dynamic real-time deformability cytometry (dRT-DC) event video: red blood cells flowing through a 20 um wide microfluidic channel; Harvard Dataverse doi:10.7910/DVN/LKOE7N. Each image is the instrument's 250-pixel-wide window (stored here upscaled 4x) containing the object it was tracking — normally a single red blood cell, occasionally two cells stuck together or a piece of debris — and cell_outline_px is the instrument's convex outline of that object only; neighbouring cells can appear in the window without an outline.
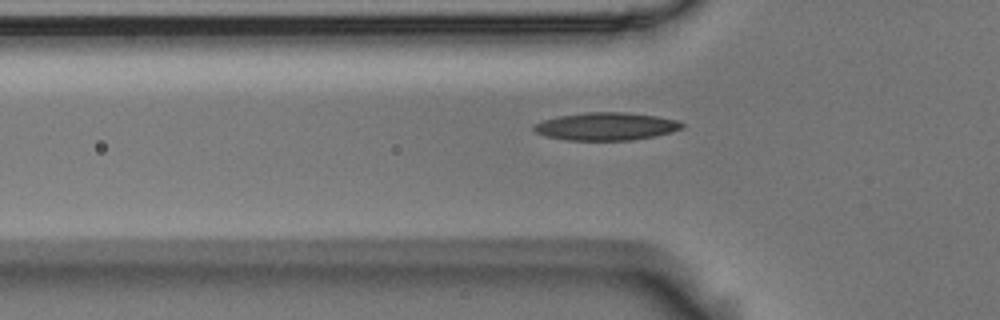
{"species": "Egyptian fruit bat (a non-hibernating species)", "species_latin": "Rousettus aegyptiacus", "temperature_condition": "room temperature", "stored_images_in_passage": 40, "camera_frame_rate_fps": 3000, "um_per_image_px": 0.085, "animal": {"sex": "male"}, "frame": {"image": 1, "passage_image": 7, "time_ms": 2.0, "image_size_px": [1000, 320], "cell_outline_px": [[684, 128], [672, 132], [632, 140], [568, 140], [548, 136], [536, 132], [532, 128], [532, 124], [544, 120], [560, 116], [588, 112], [624, 112], [656, 116], [680, 120], [684, 124]], "centroid_in_image_um": [51.56, 10.74], "position_along_channel_um": 74.2, "area_um2": 23.87}}
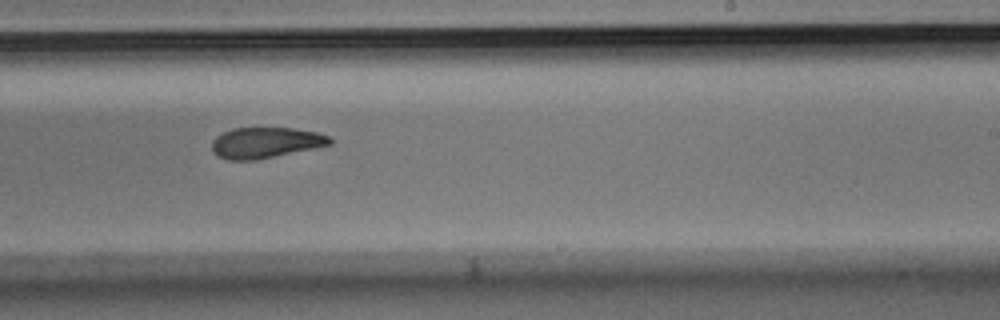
{"frame": {"image": 2, "passage_image": 23, "time_ms": 7.333, "image_size_px": [1000, 320], "cell_outline_px": [[332, 144], [316, 148], [256, 160], [228, 160], [216, 156], [212, 152], [212, 140], [216, 136], [232, 128], [292, 128], [316, 132], [332, 136]], "centroid_in_image_um": [22.58, 12.13], "position_along_channel_um": 266.4, "area_um2": 21.39}}
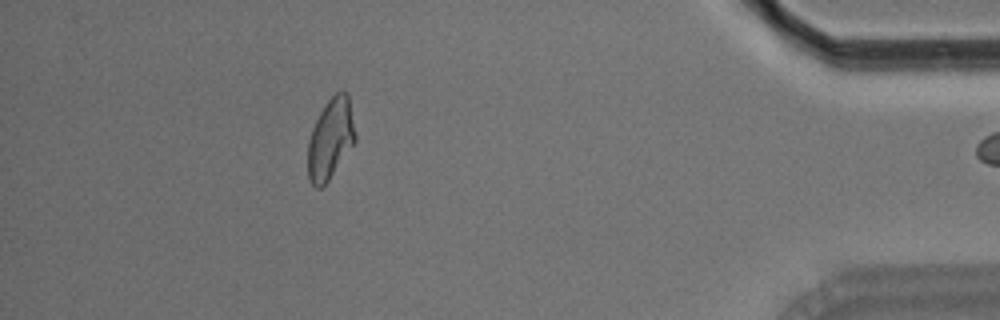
{"frame": {"image": 3, "passage_image": 39, "time_ms": 12.667, "image_size_px": [1000, 320], "cell_outline_px": [[356, 140], [328, 180], [320, 188], [316, 188], [308, 180], [308, 140], [312, 128], [324, 104], [336, 92], [344, 88], [348, 92], [356, 136]], "centroid_in_image_um": [28.09, 11.76], "position_along_channel_um": 407.1, "area_um2": 22.25}}